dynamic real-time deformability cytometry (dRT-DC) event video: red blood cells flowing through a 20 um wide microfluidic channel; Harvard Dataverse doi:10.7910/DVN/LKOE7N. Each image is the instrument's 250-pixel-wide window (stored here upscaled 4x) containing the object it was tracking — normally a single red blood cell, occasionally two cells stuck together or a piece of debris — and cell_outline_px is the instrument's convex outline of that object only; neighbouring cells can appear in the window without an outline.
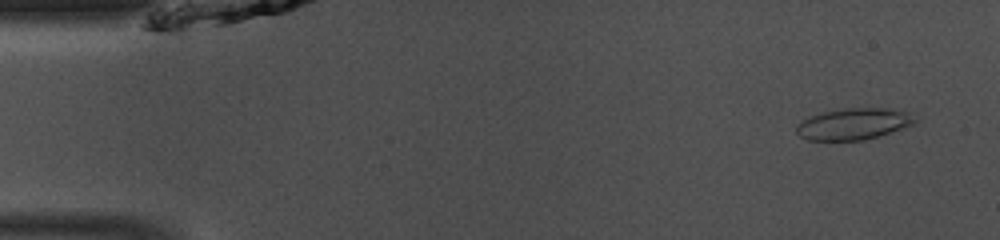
{"species": "common noctule bat (a hibernating species)", "species_latin": "Nyctalus noctula", "temperature_condition": "room temperature", "stored_images_in_passage": 47, "camera_frame_rate_fps": 3000, "um_per_image_px": 0.085, "animal": {"sex": "male", "body_mass_g": 13.0, "forearm_length_mm": 53.1}, "frame": {"image": 1, "passage_image": 3, "time_ms": 0.667, "image_size_px": [1000, 240], "cell_outline_px": [[916, 120], [912, 124], [876, 136], [860, 140], [808, 140], [800, 136], [796, 132], [796, 124], [812, 116], [824, 112], [848, 108], [884, 108], [908, 112]], "centroid_in_image_um": [72.5, 10.53], "position_along_channel_um": 12.5, "area_um2": 21.04}}
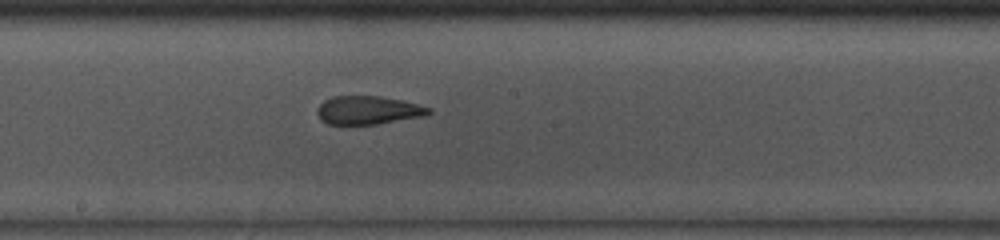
{"frame": {"image": 2, "passage_image": 25, "time_ms": 8.0, "image_size_px": [1000, 240], "cell_outline_px": [[432, 112], [424, 116], [376, 124], [328, 124], [320, 120], [316, 112], [320, 104], [324, 100], [332, 96], [380, 96], [404, 100], [432, 108]], "centroid_in_image_um": [31.29, 9.36], "position_along_channel_um": 216.9, "area_um2": 18.55}}
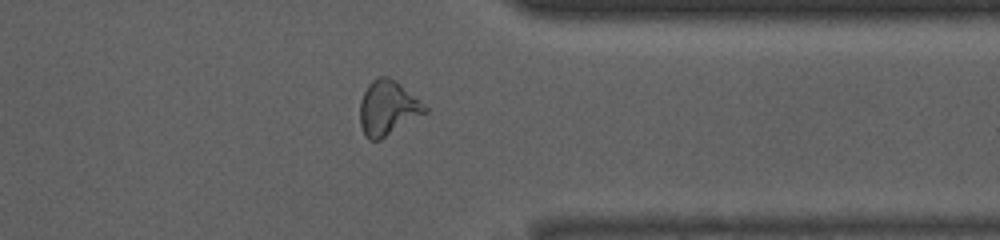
{"frame": {"image": 3, "passage_image": 37, "time_ms": 12.0, "image_size_px": [1000, 240], "cell_outline_px": [[428, 112], [380, 140], [368, 140], [364, 136], [360, 124], [360, 100], [368, 84], [372, 80], [380, 76], [388, 76], [396, 80], [428, 108]], "centroid_in_image_um": [32.94, 9.19], "position_along_channel_um": 378.5, "area_um2": 20.75}, "authors_computed_cell_mechanics": {"area_um2": 20.5768, "velocity_mm_per_s": 4.1741, "shape_relaxation_time_tau1_ms": null, "shape_relaxation_time_tau2_ms": 1.7642, "deformation_change_tau1": null, "deformation_change_tau2": 0.073}}